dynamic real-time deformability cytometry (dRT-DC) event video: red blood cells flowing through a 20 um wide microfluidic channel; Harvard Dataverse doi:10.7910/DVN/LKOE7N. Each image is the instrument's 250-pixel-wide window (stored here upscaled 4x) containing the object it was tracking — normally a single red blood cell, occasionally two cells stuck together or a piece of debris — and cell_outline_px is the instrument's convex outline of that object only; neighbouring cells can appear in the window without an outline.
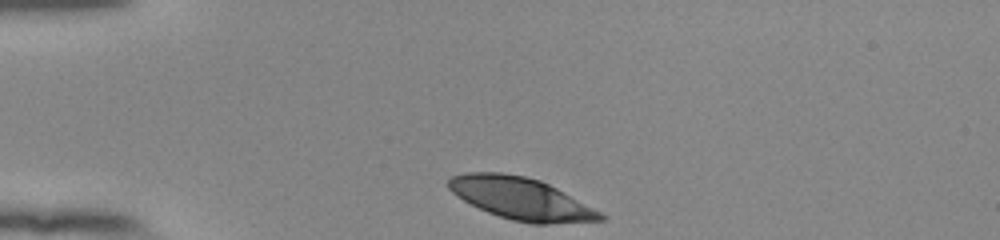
{"species": "human", "species_latin": "Homo sapiens", "temperature_condition": "room temperature", "stored_images_in_passage": 29, "camera_frame_rate_fps": 3000, "um_per_image_px": 0.085, "donor": {"sex": "female"}, "frame": {"image": 1, "passage_image": 1, "time_ms": 0.0, "image_size_px": [1000, 240], "cell_outline_px": [[608, 216], [604, 220], [548, 224], [532, 224], [512, 220], [488, 212], [464, 200], [452, 192], [448, 188], [448, 180], [452, 176], [464, 172], [500, 172], [524, 176], [540, 180], [556, 188]], "centroid_in_image_um": [44.28, 16.88], "position_along_channel_um": 40.7, "area_um2": 36.88}}
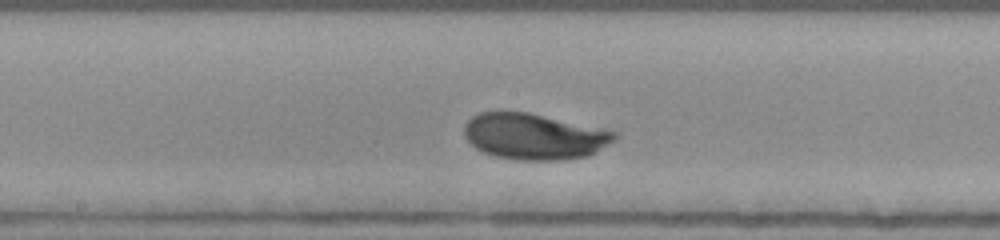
{"frame": {"image": 2, "passage_image": 17, "time_ms": 5.333, "image_size_px": [1000, 240], "cell_outline_px": [[616, 136], [612, 140], [596, 152], [588, 156], [564, 160], [520, 160], [496, 156], [484, 152], [476, 148], [464, 136], [464, 124], [472, 116], [480, 112], [528, 112], [616, 132]], "centroid_in_image_um": [45.35, 11.6], "position_along_channel_um": 202.8, "area_um2": 39.82}}
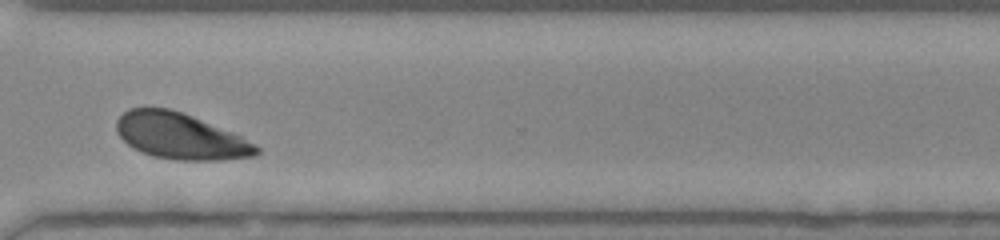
{"frame": {"image": 3, "passage_image": 29, "time_ms": 9.333, "image_size_px": [1000, 240], "cell_outline_px": [[260, 152], [256, 156], [224, 160], [176, 160], [156, 156], [132, 148], [116, 132], [116, 120], [128, 108], [168, 108], [192, 116], [240, 136], [256, 144], [260, 148]], "centroid_in_image_um": [15.34, 11.58], "position_along_channel_um": 355.3, "area_um2": 37.22}}